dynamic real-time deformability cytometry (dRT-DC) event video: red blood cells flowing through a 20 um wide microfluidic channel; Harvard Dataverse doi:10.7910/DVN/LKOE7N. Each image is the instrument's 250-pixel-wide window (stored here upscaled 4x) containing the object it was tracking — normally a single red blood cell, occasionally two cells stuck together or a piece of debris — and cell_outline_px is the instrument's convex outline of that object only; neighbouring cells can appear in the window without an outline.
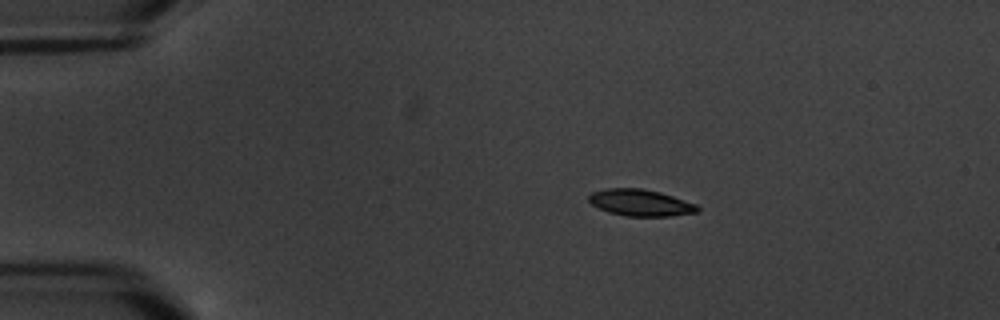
{"species": "common noctule bat (a hibernating species)", "species_latin": "Nyctalus noctula", "temperature_condition": "warm", "stored_images_in_passage": 5, "segment_of_instrument_passage": [1, 2], "camera_frame_rate_fps": 3000, "um_per_image_px": 0.085, "animal": {"sex": "male", "body_mass_g": 20.1, "forearm_length_mm": 53.5}, "frame": {"image": 1, "passage_image": 2, "time_ms": 1.0, "image_size_px": [1000, 320], "cell_outline_px": [[700, 212], [672, 216], [624, 216], [608, 212], [592, 204], [588, 200], [588, 196], [592, 192], [608, 188], [644, 188], [660, 192], [696, 204], [700, 208]], "centroid_in_image_um": [54.46, 17.23], "position_along_channel_um": 30.5, "area_um2": 16.94}}